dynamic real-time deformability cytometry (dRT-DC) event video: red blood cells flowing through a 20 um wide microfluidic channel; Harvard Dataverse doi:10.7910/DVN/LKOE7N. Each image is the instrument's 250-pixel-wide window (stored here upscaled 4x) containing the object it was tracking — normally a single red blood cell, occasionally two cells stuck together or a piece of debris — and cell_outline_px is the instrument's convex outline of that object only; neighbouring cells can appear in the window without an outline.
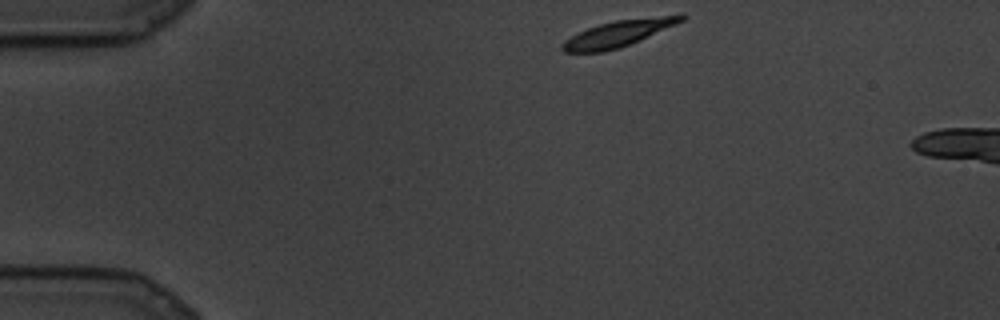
{"species": "common noctule bat (a hibernating species)", "species_latin": "Nyctalus noctula", "temperature_condition": "cold", "stored_images_in_passage": 12, "camera_frame_rate_fps": 3000, "um_per_image_px": 0.085, "animal": {"sex": "male", "body_mass_g": 19.5, "forearm_length_mm": 54.6}, "frame": {"image": 1, "passage_image": 1, "time_ms": 0.0, "image_size_px": [1000, 320], "cell_outline_px": [[688, 16], [684, 20], [676, 24], [640, 40], [620, 48], [604, 52], [564, 52], [560, 48], [564, 40], [588, 28], [600, 24], [616, 20], [680, 12], [684, 12]], "centroid_in_image_um": [52.68, 2.81], "position_along_channel_um": 32.3, "area_um2": 18.61}}